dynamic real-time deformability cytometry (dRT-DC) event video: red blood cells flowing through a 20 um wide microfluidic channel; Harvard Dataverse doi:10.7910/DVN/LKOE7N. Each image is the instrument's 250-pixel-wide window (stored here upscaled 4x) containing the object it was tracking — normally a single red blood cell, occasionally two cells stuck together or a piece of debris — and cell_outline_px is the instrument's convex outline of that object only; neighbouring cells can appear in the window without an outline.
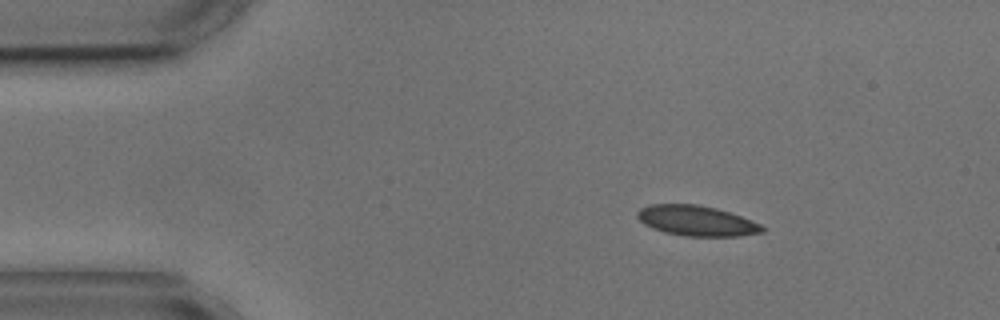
{"species": "common noctule bat (a hibernating species)", "species_latin": "Nyctalus noctula", "temperature_condition": "cold", "stored_images_in_passage": 8, "camera_frame_rate_fps": 3000, "um_per_image_px": 0.085, "animal": {"sex": "male", "body_mass_g": 17.9, "forearm_length_mm": 54.2}, "frame": {"image": 1, "passage_image": 2, "time_ms": 1.0, "image_size_px": [1000, 320], "cell_outline_px": [[764, 232], [736, 236], [684, 236], [664, 232], [652, 228], [644, 224], [636, 216], [636, 212], [640, 208], [648, 204], [696, 204], [716, 208], [752, 220], [760, 224], [764, 228]], "centroid_in_image_um": [59.17, 18.76], "position_along_channel_um": 25.8, "area_um2": 22.02}}
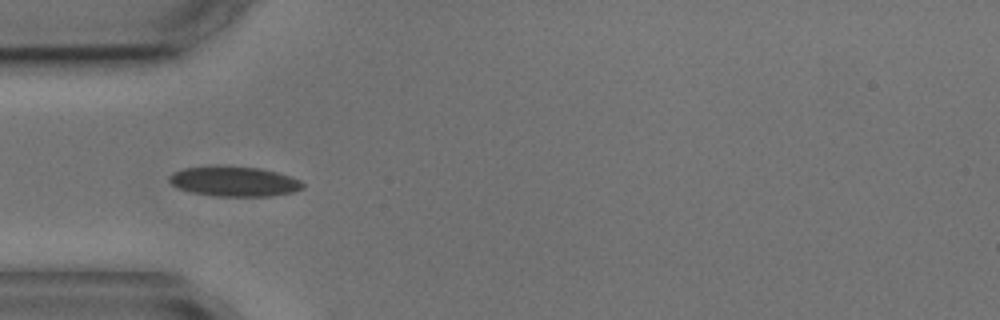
{"frame": {"image": 2, "passage_image": 4, "time_ms": 3.667, "image_size_px": [1000, 320], "cell_outline_px": [[304, 188], [292, 192], [272, 196], [216, 196], [192, 192], [176, 188], [168, 180], [168, 176], [172, 172], [184, 168], [260, 168], [292, 176], [300, 180], [304, 184]], "centroid_in_image_um": [19.93, 15.45], "position_along_channel_um": 65.1, "area_um2": 22.72}}
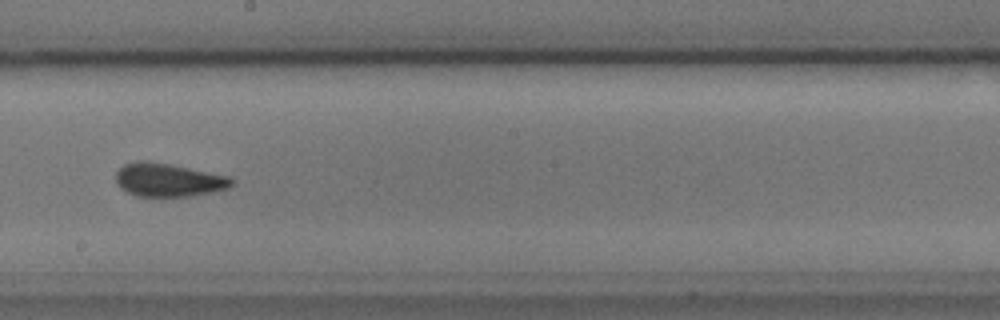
{"frame": {"image": 3, "passage_image": 8, "time_ms": 8.333, "image_size_px": [1000, 320], "cell_outline_px": [[236, 180], [228, 188], [192, 196], [136, 196], [120, 188], [116, 180], [116, 172], [124, 164], [140, 160], [144, 160], [168, 164], [232, 176]], "centroid_in_image_um": [14.33, 15.29], "position_along_channel_um": 233.9, "area_um2": 22.48}}